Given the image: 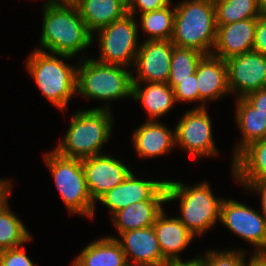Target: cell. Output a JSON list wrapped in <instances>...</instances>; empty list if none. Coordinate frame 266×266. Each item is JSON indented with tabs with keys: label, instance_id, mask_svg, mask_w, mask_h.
<instances>
[{
	"label": "cell",
	"instance_id": "cell-1",
	"mask_svg": "<svg viewBox=\"0 0 266 266\" xmlns=\"http://www.w3.org/2000/svg\"><path fill=\"white\" fill-rule=\"evenodd\" d=\"M40 14V38L34 49L78 60L91 56L92 33L72 1H59L41 9Z\"/></svg>",
	"mask_w": 266,
	"mask_h": 266
},
{
	"label": "cell",
	"instance_id": "cell-2",
	"mask_svg": "<svg viewBox=\"0 0 266 266\" xmlns=\"http://www.w3.org/2000/svg\"><path fill=\"white\" fill-rule=\"evenodd\" d=\"M170 178V179H169ZM166 178V202L177 203L176 216L185 227L196 237L203 238L213 228L219 226L221 204L226 196L214 193L210 180L206 178L199 182L180 181L169 176ZM179 213V214H178Z\"/></svg>",
	"mask_w": 266,
	"mask_h": 266
},
{
	"label": "cell",
	"instance_id": "cell-3",
	"mask_svg": "<svg viewBox=\"0 0 266 266\" xmlns=\"http://www.w3.org/2000/svg\"><path fill=\"white\" fill-rule=\"evenodd\" d=\"M114 114L111 110L87 107L72 111L66 132L52 149L64 157L77 159L107 153L104 147L110 144L115 133Z\"/></svg>",
	"mask_w": 266,
	"mask_h": 266
},
{
	"label": "cell",
	"instance_id": "cell-4",
	"mask_svg": "<svg viewBox=\"0 0 266 266\" xmlns=\"http://www.w3.org/2000/svg\"><path fill=\"white\" fill-rule=\"evenodd\" d=\"M25 58L26 73L33 80L38 92H41L44 99L61 115H67L72 99L76 98L79 60L75 63L73 57L34 48Z\"/></svg>",
	"mask_w": 266,
	"mask_h": 266
},
{
	"label": "cell",
	"instance_id": "cell-5",
	"mask_svg": "<svg viewBox=\"0 0 266 266\" xmlns=\"http://www.w3.org/2000/svg\"><path fill=\"white\" fill-rule=\"evenodd\" d=\"M132 69L120 65L99 62L92 56L79 60L77 66L76 97L84 101H98L89 109L114 111L112 104L120 100H132ZM114 102V103H112Z\"/></svg>",
	"mask_w": 266,
	"mask_h": 266
},
{
	"label": "cell",
	"instance_id": "cell-6",
	"mask_svg": "<svg viewBox=\"0 0 266 266\" xmlns=\"http://www.w3.org/2000/svg\"><path fill=\"white\" fill-rule=\"evenodd\" d=\"M172 43L207 55L216 42L214 0H176Z\"/></svg>",
	"mask_w": 266,
	"mask_h": 266
},
{
	"label": "cell",
	"instance_id": "cell-7",
	"mask_svg": "<svg viewBox=\"0 0 266 266\" xmlns=\"http://www.w3.org/2000/svg\"><path fill=\"white\" fill-rule=\"evenodd\" d=\"M43 162L52 178L66 213L91 220L95 202L88 191L81 159L68 158L49 149L43 152Z\"/></svg>",
	"mask_w": 266,
	"mask_h": 266
},
{
	"label": "cell",
	"instance_id": "cell-8",
	"mask_svg": "<svg viewBox=\"0 0 266 266\" xmlns=\"http://www.w3.org/2000/svg\"><path fill=\"white\" fill-rule=\"evenodd\" d=\"M140 42L137 20L128 13L92 34L98 54L91 52V56L102 63L133 69Z\"/></svg>",
	"mask_w": 266,
	"mask_h": 266
},
{
	"label": "cell",
	"instance_id": "cell-9",
	"mask_svg": "<svg viewBox=\"0 0 266 266\" xmlns=\"http://www.w3.org/2000/svg\"><path fill=\"white\" fill-rule=\"evenodd\" d=\"M209 107L190 108L176 120L175 137L176 149L184 155H189L195 163L206 159L222 158L219 147L214 139L213 115L209 113Z\"/></svg>",
	"mask_w": 266,
	"mask_h": 266
},
{
	"label": "cell",
	"instance_id": "cell-10",
	"mask_svg": "<svg viewBox=\"0 0 266 266\" xmlns=\"http://www.w3.org/2000/svg\"><path fill=\"white\" fill-rule=\"evenodd\" d=\"M225 197L221 204L220 224L247 244L252 255H266V220L258 206Z\"/></svg>",
	"mask_w": 266,
	"mask_h": 266
},
{
	"label": "cell",
	"instance_id": "cell-11",
	"mask_svg": "<svg viewBox=\"0 0 266 266\" xmlns=\"http://www.w3.org/2000/svg\"><path fill=\"white\" fill-rule=\"evenodd\" d=\"M134 170L135 168L123 182L106 192L95 202L91 221L95 220L94 218L97 216L98 205L103 206V209L106 208L109 219L115 212L126 208L130 204L144 200H166L167 179H165V176L162 179L153 176L149 178L150 176L147 177L146 174L142 175L138 170Z\"/></svg>",
	"mask_w": 266,
	"mask_h": 266
},
{
	"label": "cell",
	"instance_id": "cell-12",
	"mask_svg": "<svg viewBox=\"0 0 266 266\" xmlns=\"http://www.w3.org/2000/svg\"><path fill=\"white\" fill-rule=\"evenodd\" d=\"M122 157L107 152L81 159L88 191L94 202L123 182L133 170V166Z\"/></svg>",
	"mask_w": 266,
	"mask_h": 266
},
{
	"label": "cell",
	"instance_id": "cell-13",
	"mask_svg": "<svg viewBox=\"0 0 266 266\" xmlns=\"http://www.w3.org/2000/svg\"><path fill=\"white\" fill-rule=\"evenodd\" d=\"M225 61L232 100L266 87V55L251 51Z\"/></svg>",
	"mask_w": 266,
	"mask_h": 266
},
{
	"label": "cell",
	"instance_id": "cell-14",
	"mask_svg": "<svg viewBox=\"0 0 266 266\" xmlns=\"http://www.w3.org/2000/svg\"><path fill=\"white\" fill-rule=\"evenodd\" d=\"M162 120H144L136 126L130 135V143L139 161H150L165 156L168 158L176 150L175 126ZM171 152V153H170Z\"/></svg>",
	"mask_w": 266,
	"mask_h": 266
},
{
	"label": "cell",
	"instance_id": "cell-15",
	"mask_svg": "<svg viewBox=\"0 0 266 266\" xmlns=\"http://www.w3.org/2000/svg\"><path fill=\"white\" fill-rule=\"evenodd\" d=\"M174 46L171 40L141 41L132 69L133 83H167Z\"/></svg>",
	"mask_w": 266,
	"mask_h": 266
},
{
	"label": "cell",
	"instance_id": "cell-16",
	"mask_svg": "<svg viewBox=\"0 0 266 266\" xmlns=\"http://www.w3.org/2000/svg\"><path fill=\"white\" fill-rule=\"evenodd\" d=\"M199 90V108L217 104L231 96L228 88L227 64L224 59L213 54L204 55L196 68Z\"/></svg>",
	"mask_w": 266,
	"mask_h": 266
},
{
	"label": "cell",
	"instance_id": "cell-17",
	"mask_svg": "<svg viewBox=\"0 0 266 266\" xmlns=\"http://www.w3.org/2000/svg\"><path fill=\"white\" fill-rule=\"evenodd\" d=\"M115 239L121 244L127 263L132 266H164L167 262L153 226L122 232Z\"/></svg>",
	"mask_w": 266,
	"mask_h": 266
},
{
	"label": "cell",
	"instance_id": "cell-18",
	"mask_svg": "<svg viewBox=\"0 0 266 266\" xmlns=\"http://www.w3.org/2000/svg\"><path fill=\"white\" fill-rule=\"evenodd\" d=\"M166 209L168 207L159 213L153 224L162 255L167 261L184 259V252H188L197 238L176 215L170 216Z\"/></svg>",
	"mask_w": 266,
	"mask_h": 266
},
{
	"label": "cell",
	"instance_id": "cell-19",
	"mask_svg": "<svg viewBox=\"0 0 266 266\" xmlns=\"http://www.w3.org/2000/svg\"><path fill=\"white\" fill-rule=\"evenodd\" d=\"M257 21L258 18H249L219 25L211 54L227 60L233 56L253 51Z\"/></svg>",
	"mask_w": 266,
	"mask_h": 266
},
{
	"label": "cell",
	"instance_id": "cell-20",
	"mask_svg": "<svg viewBox=\"0 0 266 266\" xmlns=\"http://www.w3.org/2000/svg\"><path fill=\"white\" fill-rule=\"evenodd\" d=\"M132 100L144 110L145 120L162 121L178 106L173 88L163 82L133 83Z\"/></svg>",
	"mask_w": 266,
	"mask_h": 266
},
{
	"label": "cell",
	"instance_id": "cell-21",
	"mask_svg": "<svg viewBox=\"0 0 266 266\" xmlns=\"http://www.w3.org/2000/svg\"><path fill=\"white\" fill-rule=\"evenodd\" d=\"M233 101L232 103H235L233 118L240 134L237 136L239 139H236L231 149L229 168H232L234 157L243 148L254 141L266 138V116L259 113L244 98H236Z\"/></svg>",
	"mask_w": 266,
	"mask_h": 266
},
{
	"label": "cell",
	"instance_id": "cell-22",
	"mask_svg": "<svg viewBox=\"0 0 266 266\" xmlns=\"http://www.w3.org/2000/svg\"><path fill=\"white\" fill-rule=\"evenodd\" d=\"M166 200H144L130 204L115 212L110 218V226L116 234H105L116 238L120 233L153 226L159 213L166 207Z\"/></svg>",
	"mask_w": 266,
	"mask_h": 266
},
{
	"label": "cell",
	"instance_id": "cell-23",
	"mask_svg": "<svg viewBox=\"0 0 266 266\" xmlns=\"http://www.w3.org/2000/svg\"><path fill=\"white\" fill-rule=\"evenodd\" d=\"M71 262V263H70ZM69 262V266H126L121 244L103 234L91 240Z\"/></svg>",
	"mask_w": 266,
	"mask_h": 266
},
{
	"label": "cell",
	"instance_id": "cell-24",
	"mask_svg": "<svg viewBox=\"0 0 266 266\" xmlns=\"http://www.w3.org/2000/svg\"><path fill=\"white\" fill-rule=\"evenodd\" d=\"M229 176L233 183L266 180V138L248 144L234 157Z\"/></svg>",
	"mask_w": 266,
	"mask_h": 266
},
{
	"label": "cell",
	"instance_id": "cell-25",
	"mask_svg": "<svg viewBox=\"0 0 266 266\" xmlns=\"http://www.w3.org/2000/svg\"><path fill=\"white\" fill-rule=\"evenodd\" d=\"M72 2L92 34L128 14L127 0H72Z\"/></svg>",
	"mask_w": 266,
	"mask_h": 266
},
{
	"label": "cell",
	"instance_id": "cell-26",
	"mask_svg": "<svg viewBox=\"0 0 266 266\" xmlns=\"http://www.w3.org/2000/svg\"><path fill=\"white\" fill-rule=\"evenodd\" d=\"M11 190L0 200V251L20 247L33 242V233L9 202Z\"/></svg>",
	"mask_w": 266,
	"mask_h": 266
},
{
	"label": "cell",
	"instance_id": "cell-27",
	"mask_svg": "<svg viewBox=\"0 0 266 266\" xmlns=\"http://www.w3.org/2000/svg\"><path fill=\"white\" fill-rule=\"evenodd\" d=\"M174 0L164 8L144 12L135 18L141 41L171 40L174 31ZM143 35V38H141Z\"/></svg>",
	"mask_w": 266,
	"mask_h": 266
},
{
	"label": "cell",
	"instance_id": "cell-28",
	"mask_svg": "<svg viewBox=\"0 0 266 266\" xmlns=\"http://www.w3.org/2000/svg\"><path fill=\"white\" fill-rule=\"evenodd\" d=\"M216 26L260 16L257 0H214Z\"/></svg>",
	"mask_w": 266,
	"mask_h": 266
},
{
	"label": "cell",
	"instance_id": "cell-29",
	"mask_svg": "<svg viewBox=\"0 0 266 266\" xmlns=\"http://www.w3.org/2000/svg\"><path fill=\"white\" fill-rule=\"evenodd\" d=\"M204 266H247L252 254L246 247L207 248L198 254Z\"/></svg>",
	"mask_w": 266,
	"mask_h": 266
},
{
	"label": "cell",
	"instance_id": "cell-30",
	"mask_svg": "<svg viewBox=\"0 0 266 266\" xmlns=\"http://www.w3.org/2000/svg\"><path fill=\"white\" fill-rule=\"evenodd\" d=\"M205 54L191 48L173 47L168 80H185L196 72L197 65Z\"/></svg>",
	"mask_w": 266,
	"mask_h": 266
},
{
	"label": "cell",
	"instance_id": "cell-31",
	"mask_svg": "<svg viewBox=\"0 0 266 266\" xmlns=\"http://www.w3.org/2000/svg\"><path fill=\"white\" fill-rule=\"evenodd\" d=\"M196 73L185 80H168L167 83L173 88L177 105H189L190 108H199V90ZM194 104V107H193ZM192 105V106H190Z\"/></svg>",
	"mask_w": 266,
	"mask_h": 266
},
{
	"label": "cell",
	"instance_id": "cell-32",
	"mask_svg": "<svg viewBox=\"0 0 266 266\" xmlns=\"http://www.w3.org/2000/svg\"><path fill=\"white\" fill-rule=\"evenodd\" d=\"M25 245L0 251V266H39L27 255Z\"/></svg>",
	"mask_w": 266,
	"mask_h": 266
},
{
	"label": "cell",
	"instance_id": "cell-33",
	"mask_svg": "<svg viewBox=\"0 0 266 266\" xmlns=\"http://www.w3.org/2000/svg\"><path fill=\"white\" fill-rule=\"evenodd\" d=\"M172 1L173 0H127L128 13L136 17L144 12L164 8Z\"/></svg>",
	"mask_w": 266,
	"mask_h": 266
},
{
	"label": "cell",
	"instance_id": "cell-34",
	"mask_svg": "<svg viewBox=\"0 0 266 266\" xmlns=\"http://www.w3.org/2000/svg\"><path fill=\"white\" fill-rule=\"evenodd\" d=\"M236 186H238V188L241 187L240 189H242V191L244 190L245 191L244 193L245 195L247 193V196L249 194L250 195L253 194L255 198L257 195L256 200L260 201L259 202L260 207L258 208L266 220V180H261V181L252 182V183H236Z\"/></svg>",
	"mask_w": 266,
	"mask_h": 266
},
{
	"label": "cell",
	"instance_id": "cell-35",
	"mask_svg": "<svg viewBox=\"0 0 266 266\" xmlns=\"http://www.w3.org/2000/svg\"><path fill=\"white\" fill-rule=\"evenodd\" d=\"M253 51L266 55V16L258 17Z\"/></svg>",
	"mask_w": 266,
	"mask_h": 266
},
{
	"label": "cell",
	"instance_id": "cell-36",
	"mask_svg": "<svg viewBox=\"0 0 266 266\" xmlns=\"http://www.w3.org/2000/svg\"><path fill=\"white\" fill-rule=\"evenodd\" d=\"M244 99L259 113L266 116V87L247 94Z\"/></svg>",
	"mask_w": 266,
	"mask_h": 266
},
{
	"label": "cell",
	"instance_id": "cell-37",
	"mask_svg": "<svg viewBox=\"0 0 266 266\" xmlns=\"http://www.w3.org/2000/svg\"><path fill=\"white\" fill-rule=\"evenodd\" d=\"M164 266H204V262L201 260V257L194 252L192 257H186L184 260H168Z\"/></svg>",
	"mask_w": 266,
	"mask_h": 266
},
{
	"label": "cell",
	"instance_id": "cell-38",
	"mask_svg": "<svg viewBox=\"0 0 266 266\" xmlns=\"http://www.w3.org/2000/svg\"><path fill=\"white\" fill-rule=\"evenodd\" d=\"M13 180L12 177H0V200L15 188V181Z\"/></svg>",
	"mask_w": 266,
	"mask_h": 266
},
{
	"label": "cell",
	"instance_id": "cell-39",
	"mask_svg": "<svg viewBox=\"0 0 266 266\" xmlns=\"http://www.w3.org/2000/svg\"><path fill=\"white\" fill-rule=\"evenodd\" d=\"M247 266H266V255H252Z\"/></svg>",
	"mask_w": 266,
	"mask_h": 266
},
{
	"label": "cell",
	"instance_id": "cell-40",
	"mask_svg": "<svg viewBox=\"0 0 266 266\" xmlns=\"http://www.w3.org/2000/svg\"><path fill=\"white\" fill-rule=\"evenodd\" d=\"M260 16H266V0H257Z\"/></svg>",
	"mask_w": 266,
	"mask_h": 266
},
{
	"label": "cell",
	"instance_id": "cell-41",
	"mask_svg": "<svg viewBox=\"0 0 266 266\" xmlns=\"http://www.w3.org/2000/svg\"><path fill=\"white\" fill-rule=\"evenodd\" d=\"M31 2H32V0H31ZM57 2H59V0H43V2H41V4H40V8L43 9V8L48 7L50 5H53V4L57 3Z\"/></svg>",
	"mask_w": 266,
	"mask_h": 266
}]
</instances>
